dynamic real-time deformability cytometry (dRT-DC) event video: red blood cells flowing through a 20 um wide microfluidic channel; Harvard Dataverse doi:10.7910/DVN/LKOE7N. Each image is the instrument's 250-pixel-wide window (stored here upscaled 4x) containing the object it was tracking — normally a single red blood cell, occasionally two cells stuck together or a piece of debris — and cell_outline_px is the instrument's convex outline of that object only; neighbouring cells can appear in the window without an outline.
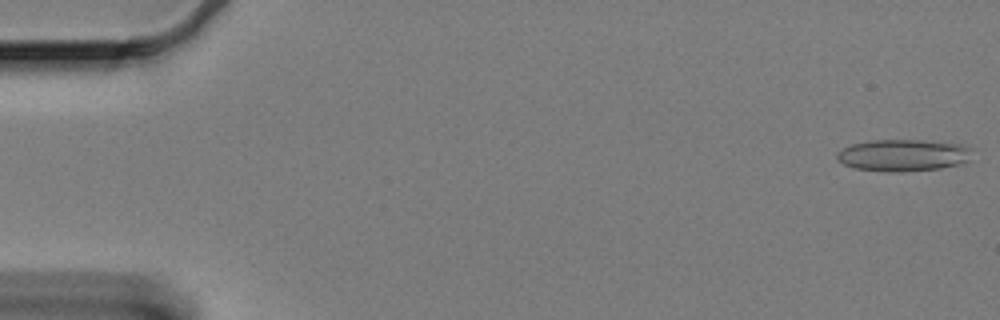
{"species": "Egyptian fruit bat (a non-hibernating species)", "species_latin": "Rousettus aegyptiacus", "temperature_condition": "cold", "stored_images_in_passage": 60, "camera_frame_rate_fps": 3000, "um_per_image_px": 0.085, "animal": {"sex": "female"}, "frame": {"image": 1, "passage_image": 1, "time_ms": 0.0, "image_size_px": [1000, 320], "cell_outline_px": [[972, 148], [968, 160], [960, 164], [940, 168], [900, 172], [888, 172], [856, 168], [844, 164], [836, 160], [836, 156], [844, 148], [852, 144], [872, 140], [920, 140], [964, 144]], "centroid_in_image_um": [76.79, 13.19], "position_along_channel_um": 8.2, "area_um2": 25.03}}
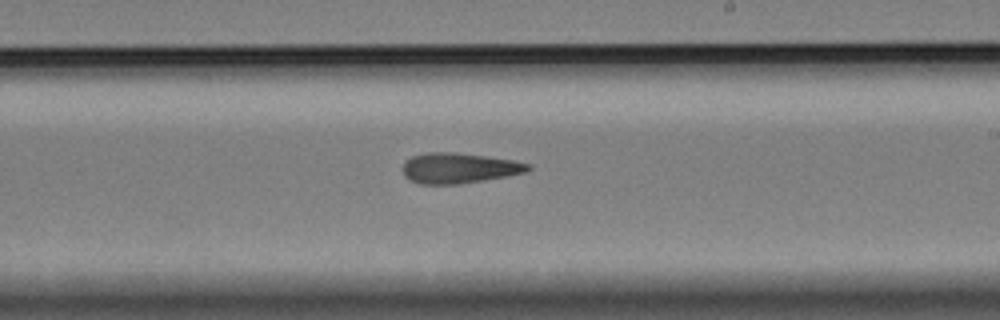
{"frame": {"image": 2, "passage_image": 35, "time_ms": 11.333, "image_size_px": [1000, 320], "cell_outline_px": [[532, 168], [524, 172], [504, 176], [456, 184], [420, 184], [404, 176], [404, 160], [412, 156], [428, 152], [456, 152], [512, 160], [528, 164]], "centroid_in_image_um": [38.96, 14.27], "position_along_channel_um": 250.0, "area_um2": 21.73}}
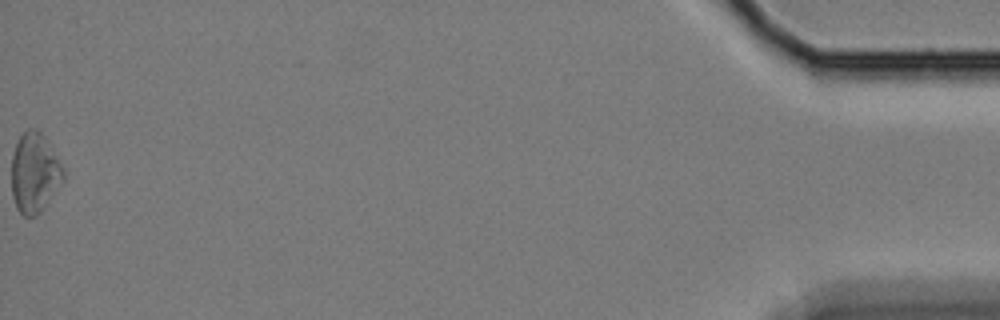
{"frame": {"image": 3, "passage_image": 60, "time_ms": 19.667, "image_size_px": [1000, 320], "cell_outline_px": [[64, 180], [40, 212], [36, 216], [24, 216], [16, 208], [12, 196], [12, 156], [16, 144], [20, 136], [28, 128], [36, 128], [44, 136], [64, 168]], "centroid_in_image_um": [2.93, 14.69], "position_along_channel_um": 432.3, "area_um2": 23.99}, "authors_computed_cell_mechanics": {"area_um2": 22.1952, "velocity_mm_per_s": 3.3325, "shape_relaxation_time_tau1_ms": null, "shape_relaxation_time_tau2_ms": 2.965, "deformation_change_tau1": null, "deformation_change_tau2": 0.1287}}